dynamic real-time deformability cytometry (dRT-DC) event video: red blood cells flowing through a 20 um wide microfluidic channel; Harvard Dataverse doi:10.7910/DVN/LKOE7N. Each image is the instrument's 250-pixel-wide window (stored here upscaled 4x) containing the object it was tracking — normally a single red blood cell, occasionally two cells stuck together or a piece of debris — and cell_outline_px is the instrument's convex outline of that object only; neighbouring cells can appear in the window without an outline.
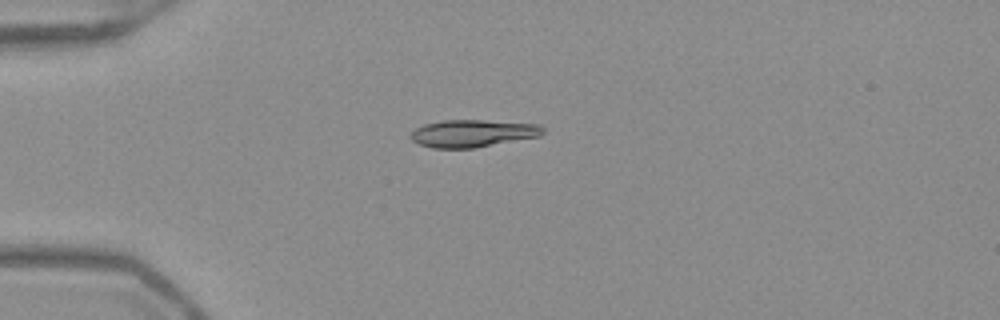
{"species": "Egyptian fruit bat (a non-hibernating species)", "species_latin": "Rousettus aegyptiacus", "temperature_condition": "warm", "stored_images_in_passage": 39, "camera_frame_rate_fps": 3000, "um_per_image_px": 0.085, "frame": {"image": 1, "passage_image": 1, "time_ms": 0.0, "image_size_px": [1000, 320], "cell_outline_px": [[544, 132], [540, 136], [472, 148], [432, 148], [420, 144], [412, 140], [412, 132], [416, 128], [424, 124], [444, 120], [484, 120], [540, 124], [544, 128]], "centroid_in_image_um": [40.21, 11.32], "position_along_channel_um": 44.8, "area_um2": 20.92}}
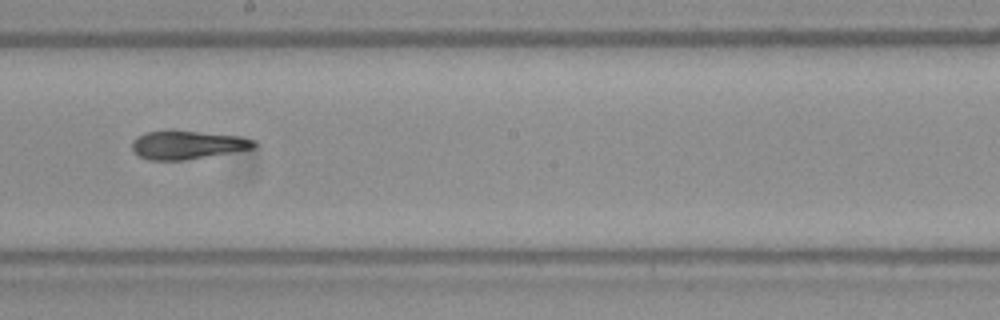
{"frame": {"image": 2, "passage_image": 17, "time_ms": 5.333, "image_size_px": [1000, 320], "cell_outline_px": [[256, 148], [184, 160], [148, 160], [140, 156], [132, 148], [132, 140], [136, 136], [148, 132], [172, 128], [240, 136], [256, 140]], "centroid_in_image_um": [15.93, 12.28], "position_along_channel_um": 232.3, "area_um2": 20.69}}
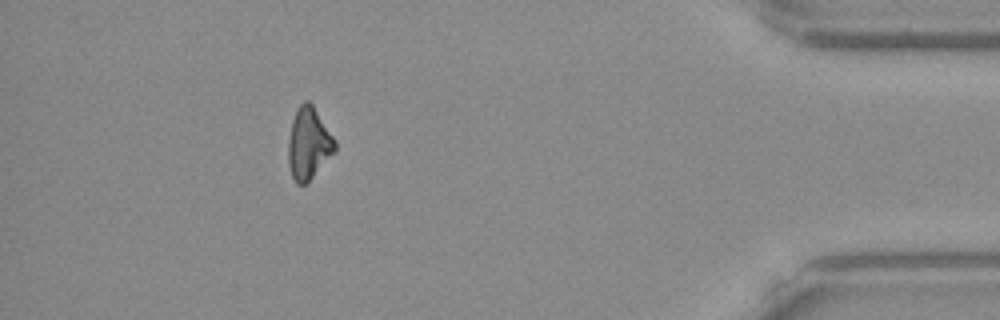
{"frame": {"image": 3, "passage_image": 34, "time_ms": 11.0, "image_size_px": [1000, 320], "cell_outline_px": [[336, 152], [304, 184], [296, 184], [292, 176], [288, 164], [288, 140], [292, 120], [300, 104], [304, 100], [308, 100], [312, 104], [336, 140]], "centroid_in_image_um": [26.24, 12.19], "position_along_channel_um": 409.0, "area_um2": 19.42}, "authors_computed_cell_mechanics": {"area_um2": 20.23, "velocity_mm_per_s": 3.9757, "shape_relaxation_time_tau1_ms": 5.5173, "shape_relaxation_time_tau2_ms": 3.6349, "deformation_change_tau1": 0.1957, "deformation_change_tau2": 0.1002}}